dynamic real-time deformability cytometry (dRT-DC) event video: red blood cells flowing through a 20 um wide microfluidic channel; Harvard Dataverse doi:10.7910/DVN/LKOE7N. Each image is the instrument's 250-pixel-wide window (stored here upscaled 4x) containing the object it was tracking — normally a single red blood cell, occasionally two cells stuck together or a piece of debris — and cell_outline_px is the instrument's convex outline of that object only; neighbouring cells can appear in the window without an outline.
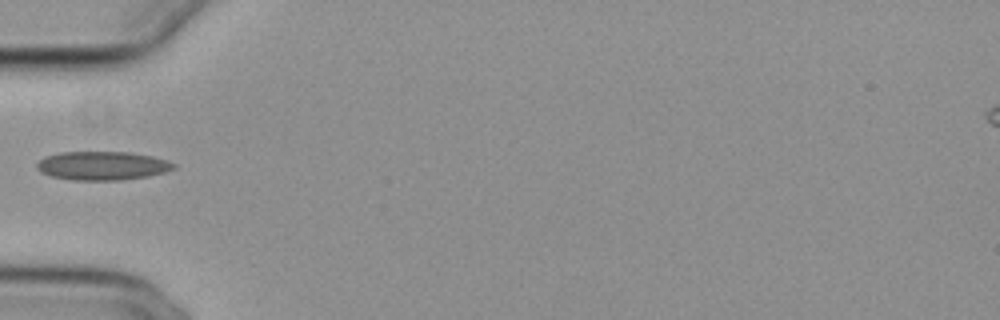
{"species": "common noctule bat (a hibernating species)", "species_latin": "Nyctalus noctula", "temperature_condition": "cold", "stored_images_in_passage": 36, "camera_frame_rate_fps": 3000, "um_per_image_px": 0.085, "animal": {"sex": "female", "body_mass_g": 29.2, "forearm_length_mm": 56.3}, "frame": {"image": 1, "passage_image": 1, "time_ms": 0.0, "image_size_px": [1000, 320], "cell_outline_px": [[176, 168], [164, 172], [148, 176], [120, 180], [72, 180], [52, 176], [40, 172], [36, 168], [36, 164], [44, 156], [60, 152], [132, 152], [152, 156], [176, 164]], "centroid_in_image_um": [8.68, 14.08], "position_along_channel_um": 76.3, "area_um2": 22.89}}
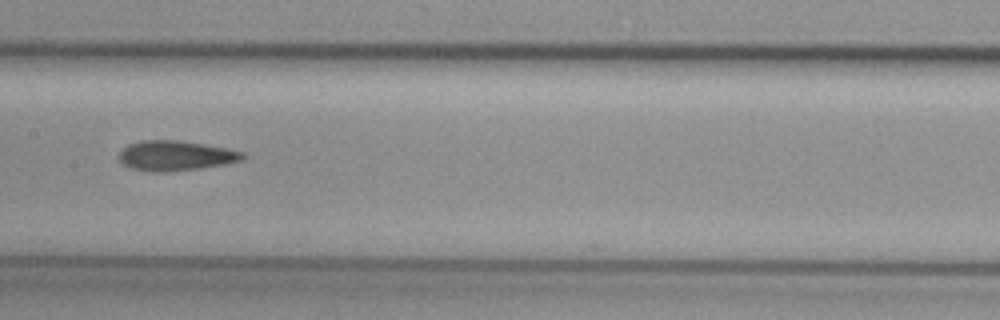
{"frame": {"image": 2, "passage_image": 10, "time_ms": 3.0, "image_size_px": [1000, 320], "cell_outline_px": [[248, 156], [240, 160], [224, 164], [200, 168], [168, 172], [148, 172], [128, 168], [120, 160], [120, 152], [128, 144], [144, 140], [180, 140], [228, 148], [244, 152]], "centroid_in_image_um": [14.93, 13.24], "position_along_channel_um": 192.5, "area_um2": 21.73}}
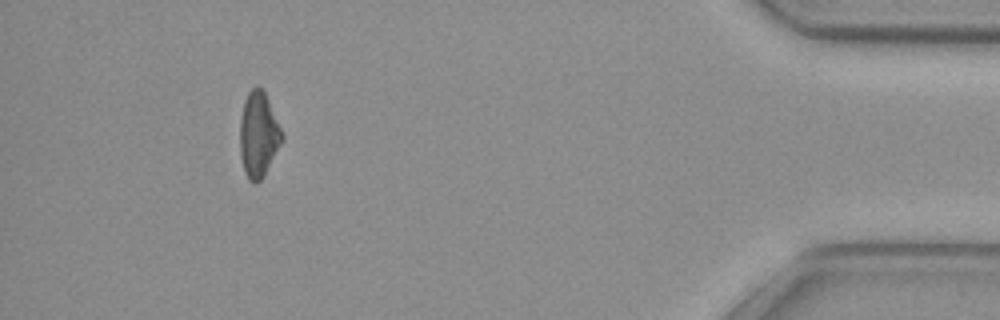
{"frame": {"image": 3, "passage_image": 32, "time_ms": 10.333, "image_size_px": [1000, 320], "cell_outline_px": [[284, 140], [264, 176], [256, 184], [248, 180], [244, 172], [240, 156], [240, 120], [244, 100], [248, 92], [256, 84], [264, 92], [268, 100], [284, 136]], "centroid_in_image_um": [21.97, 11.48], "position_along_channel_um": 413.2, "area_um2": 21.04}}